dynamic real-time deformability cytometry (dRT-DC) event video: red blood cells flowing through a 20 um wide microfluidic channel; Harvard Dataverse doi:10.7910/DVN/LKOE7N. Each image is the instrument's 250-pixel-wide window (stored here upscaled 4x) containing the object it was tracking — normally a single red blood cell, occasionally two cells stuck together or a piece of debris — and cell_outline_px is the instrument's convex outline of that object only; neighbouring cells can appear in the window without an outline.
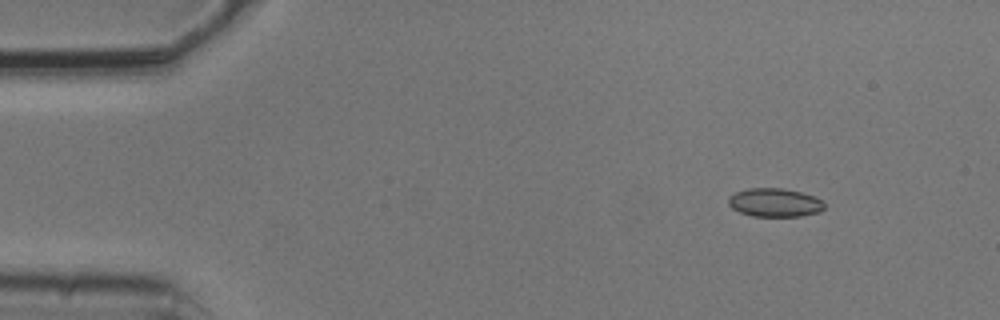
{"species": "common noctule bat (a hibernating species)", "species_latin": "Nyctalus noctula", "temperature_condition": "cold", "stored_images_in_passage": 5, "camera_frame_rate_fps": 3000, "um_per_image_px": 0.085, "animal": {"sex": "male", "body_mass_g": 20.5, "forearm_length_mm": 52.5}, "frame": {"image": 1, "passage_image": 2, "time_ms": 0.333, "image_size_px": [1000, 320], "cell_outline_px": [[824, 208], [820, 212], [800, 216], [752, 216], [740, 212], [732, 208], [728, 204], [728, 196], [736, 192], [748, 188], [784, 188], [816, 196], [824, 204]], "centroid_in_image_um": [65.84, 17.21], "position_along_channel_um": 19.2, "area_um2": 16.01}}
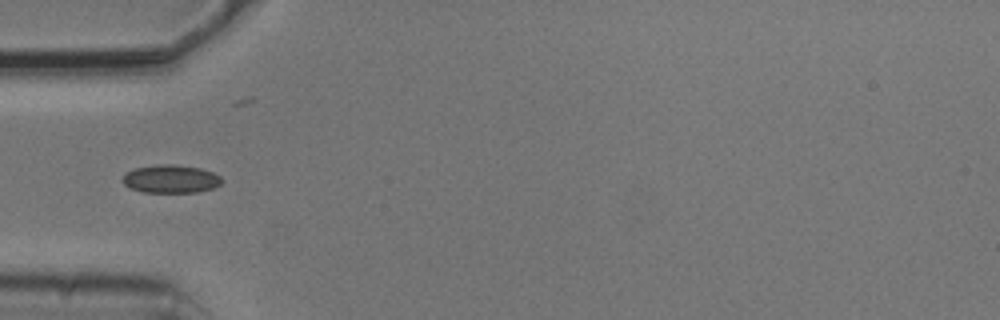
{"frame": {"image": 2, "passage_image": 5, "time_ms": 1.333, "image_size_px": [1000, 320], "cell_outline_px": [[224, 180], [220, 184], [212, 188], [196, 192], [144, 192], [132, 188], [124, 184], [120, 180], [124, 172], [132, 168], [156, 164], [176, 164], [200, 168], [212, 172], [220, 176]], "centroid_in_image_um": [14.47, 15.19], "position_along_channel_um": 70.5, "area_um2": 16.47}}